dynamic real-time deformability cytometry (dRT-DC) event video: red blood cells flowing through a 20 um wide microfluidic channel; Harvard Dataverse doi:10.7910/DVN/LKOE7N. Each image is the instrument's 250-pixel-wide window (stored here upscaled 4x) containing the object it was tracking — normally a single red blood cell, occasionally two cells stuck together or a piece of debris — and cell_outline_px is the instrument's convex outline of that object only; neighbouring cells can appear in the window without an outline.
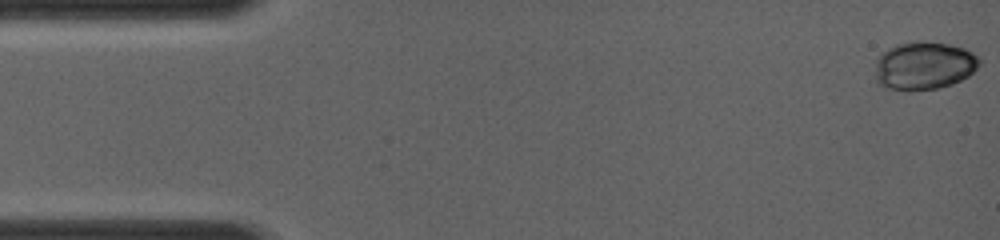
{"species": "common noctule bat (a hibernating species)", "species_latin": "Nyctalus noctula", "temperature_condition": "room temperature", "stored_images_in_passage": 45, "camera_frame_rate_fps": 4000, "um_per_image_px": 0.085, "animal": {"sex": "female", "body_mass_g": 19.0, "forearm_length_mm": 56.7}, "frame": {"image": 1, "passage_image": 1, "time_ms": 0.0, "image_size_px": [1000, 240], "cell_outline_px": [[980, 64], [968, 76], [952, 84], [940, 88], [912, 92], [908, 92], [888, 88], [880, 84], [876, 80], [876, 60], [888, 48], [900, 44], [916, 40], [948, 44], [964, 48], [976, 56], [980, 60]], "centroid_in_image_um": [78.53, 5.61], "position_along_channel_um": 6.5, "area_um2": 29.25}}
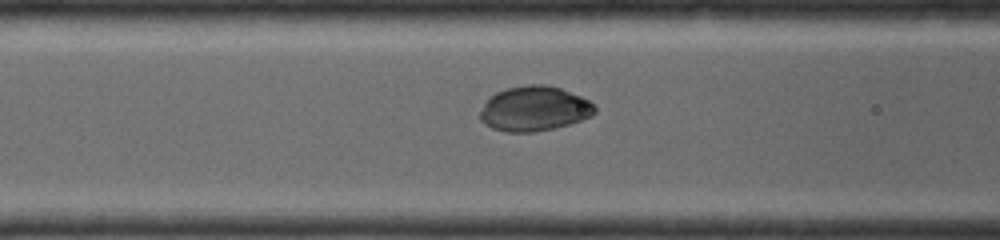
{"frame": {"image": 2, "passage_image": 21, "time_ms": 5.0, "image_size_px": [1000, 240], "cell_outline_px": [[596, 112], [592, 116], [556, 128], [536, 132], [508, 132], [492, 128], [484, 124], [480, 120], [480, 112], [484, 104], [496, 92], [504, 88], [528, 84], [544, 84], [560, 88], [580, 96], [588, 100], [596, 108]], "centroid_in_image_um": [45.41, 9.24], "position_along_channel_um": 121.2, "area_um2": 30.0}}
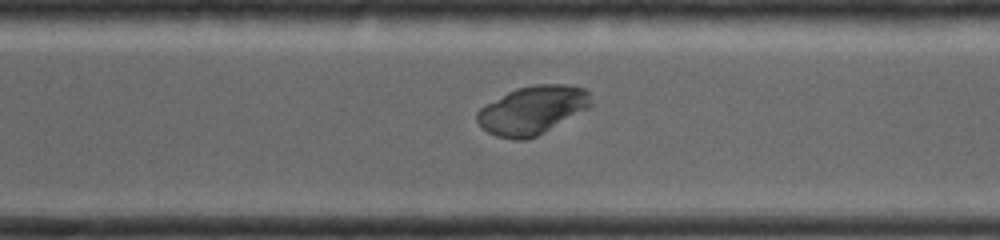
{"frame": {"image": 3, "passage_image": 38, "time_ms": 9.25, "image_size_px": [1000, 240], "cell_outline_px": [[592, 104], [588, 108], [544, 132], [536, 136], [524, 140], [516, 140], [496, 136], [488, 132], [476, 120], [476, 112], [484, 104], [516, 88], [536, 84], [568, 84], [584, 88], [588, 92]], "centroid_in_image_um": [45.23, 9.35], "position_along_channel_um": 325.4, "area_um2": 31.96}}